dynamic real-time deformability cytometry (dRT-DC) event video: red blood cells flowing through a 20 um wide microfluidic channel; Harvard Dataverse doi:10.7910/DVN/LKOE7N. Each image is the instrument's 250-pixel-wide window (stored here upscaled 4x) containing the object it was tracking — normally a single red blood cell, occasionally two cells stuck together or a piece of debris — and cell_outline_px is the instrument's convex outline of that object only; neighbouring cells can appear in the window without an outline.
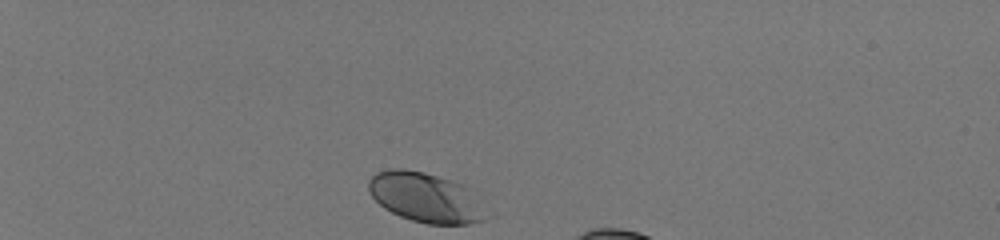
{"species": "human", "species_latin": "Homo sapiens", "temperature_condition": "room temperature", "stored_images_in_passage": 11, "camera_frame_rate_fps": 3000, "um_per_image_px": 0.085, "donor": {"sex": "male"}, "frame": {"image": 1, "passage_image": 1, "time_ms": 0.0, "image_size_px": [1000, 240], "cell_outline_px": [[480, 220], [468, 224], [428, 224], [412, 220], [400, 216], [384, 208], [372, 196], [368, 188], [368, 180], [376, 172], [392, 168], [404, 168], [424, 172], [452, 180], [464, 184]], "centroid_in_image_um": [35.94, 16.74], "position_along_channel_um": 49.1, "area_um2": 32.43}}
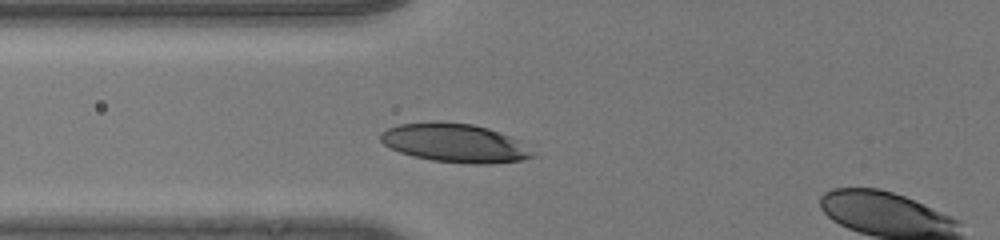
{"frame": {"image": 2, "passage_image": 9, "time_ms": 2.667, "image_size_px": [1000, 240], "cell_outline_px": [[536, 156], [524, 160], [488, 164], [472, 164], [432, 160], [412, 156], [400, 152], [384, 144], [380, 140], [380, 132], [388, 128], [400, 124], [436, 120], [472, 124], [488, 128], [512, 136], [532, 152]], "centroid_in_image_um": [38.64, 12.14], "position_along_channel_um": 87.2, "area_um2": 34.39}}